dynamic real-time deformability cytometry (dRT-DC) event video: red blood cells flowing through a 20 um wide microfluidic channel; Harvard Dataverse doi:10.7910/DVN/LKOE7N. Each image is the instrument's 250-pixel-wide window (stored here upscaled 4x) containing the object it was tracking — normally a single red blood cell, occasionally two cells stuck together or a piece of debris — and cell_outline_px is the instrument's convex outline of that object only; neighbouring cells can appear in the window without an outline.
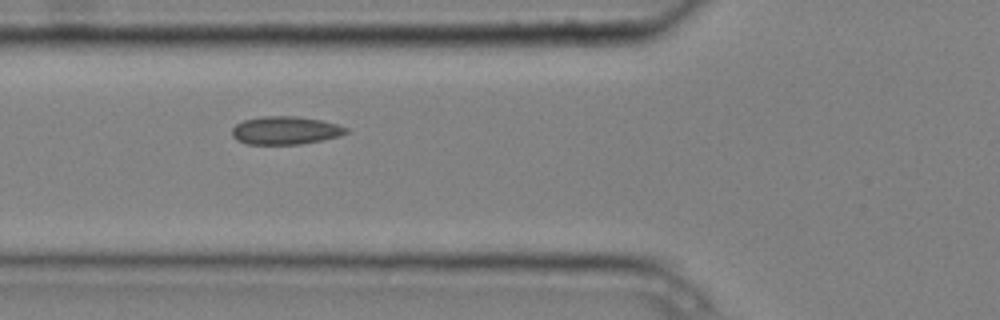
{"species": "common noctule bat (a hibernating species)", "species_latin": "Nyctalus noctula", "temperature_condition": "cold", "stored_images_in_passage": 6, "camera_frame_rate_fps": 3000, "um_per_image_px": 0.085, "animal": {"sex": "male", "body_mass_g": 20.4}, "frame": {"image": 1, "passage_image": 5, "time_ms": 1.333, "image_size_px": [1000, 320], "cell_outline_px": [[348, 132], [340, 136], [324, 140], [300, 144], [248, 144], [236, 140], [232, 136], [232, 128], [236, 124], [244, 120], [260, 116], [296, 116], [320, 120], [336, 124], [348, 128]], "centroid_in_image_um": [24.25, 11.09], "position_along_channel_um": 101.6, "area_um2": 18.73}}
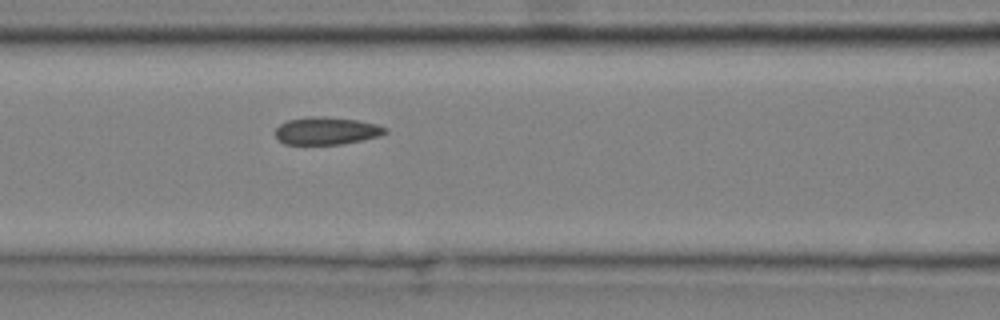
{"frame": {"image": 2, "passage_image": 6, "time_ms": 1.667, "image_size_px": [1000, 320], "cell_outline_px": [[388, 132], [380, 136], [340, 144], [284, 144], [276, 136], [276, 128], [280, 124], [288, 120], [308, 116], [324, 116], [356, 120], [376, 124], [388, 128]], "centroid_in_image_um": [27.76, 11.11], "position_along_channel_um": 138.8, "area_um2": 17.57}}